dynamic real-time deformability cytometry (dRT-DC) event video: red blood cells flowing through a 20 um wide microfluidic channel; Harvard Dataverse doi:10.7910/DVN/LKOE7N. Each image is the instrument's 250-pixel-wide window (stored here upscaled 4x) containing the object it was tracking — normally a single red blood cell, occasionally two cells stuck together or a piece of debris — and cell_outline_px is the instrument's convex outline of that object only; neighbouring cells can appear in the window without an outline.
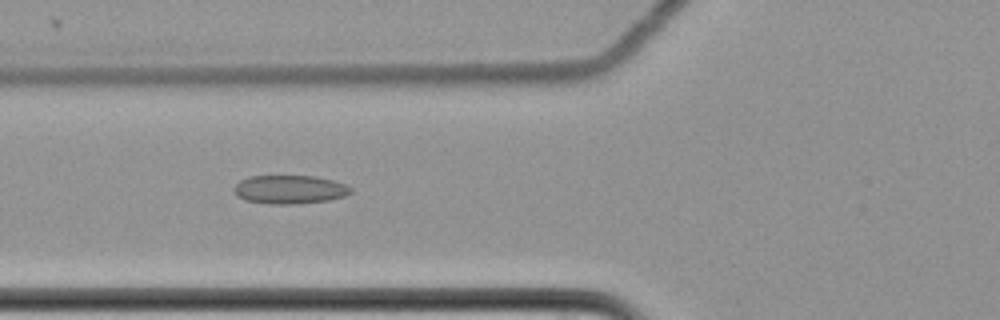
{"species": "common noctule bat (a hibernating species)", "species_latin": "Nyctalus noctula", "temperature_condition": "cold", "stored_images_in_passage": 7, "camera_frame_rate_fps": 3000, "um_per_image_px": 0.085, "animal": {"sex": "female", "body_mass_g": 22.7, "forearm_length_mm": 54.2}, "frame": {"image": 1, "passage_image": 6, "time_ms": 1.667, "image_size_px": [1000, 320], "cell_outline_px": [[352, 192], [344, 196], [328, 200], [292, 204], [268, 204], [244, 200], [236, 196], [232, 188], [240, 180], [248, 176], [316, 176], [348, 184], [352, 188]], "centroid_in_image_um": [24.6, 16.1], "position_along_channel_um": 101.2, "area_um2": 19.65}}
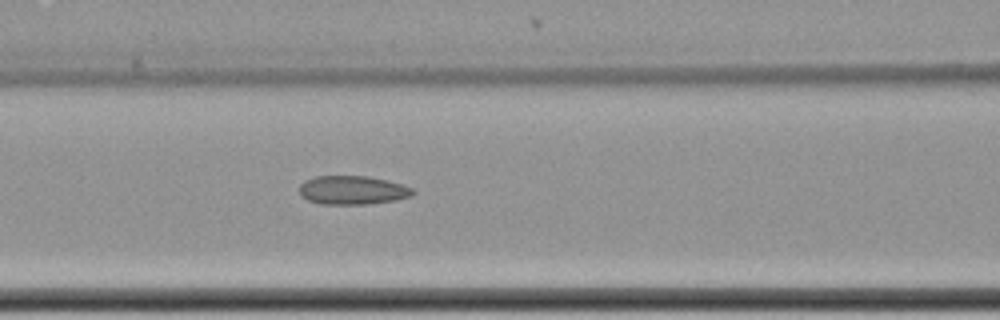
{"frame": {"image": 2, "passage_image": 7, "time_ms": 2.0, "image_size_px": [1000, 320], "cell_outline_px": [[416, 192], [412, 196], [396, 200], [368, 204], [320, 204], [308, 200], [300, 196], [300, 184], [304, 180], [316, 176], [368, 176], [388, 180], [404, 184], [412, 188]], "centroid_in_image_um": [29.99, 16.16], "position_along_channel_um": 136.6, "area_um2": 19.25}}